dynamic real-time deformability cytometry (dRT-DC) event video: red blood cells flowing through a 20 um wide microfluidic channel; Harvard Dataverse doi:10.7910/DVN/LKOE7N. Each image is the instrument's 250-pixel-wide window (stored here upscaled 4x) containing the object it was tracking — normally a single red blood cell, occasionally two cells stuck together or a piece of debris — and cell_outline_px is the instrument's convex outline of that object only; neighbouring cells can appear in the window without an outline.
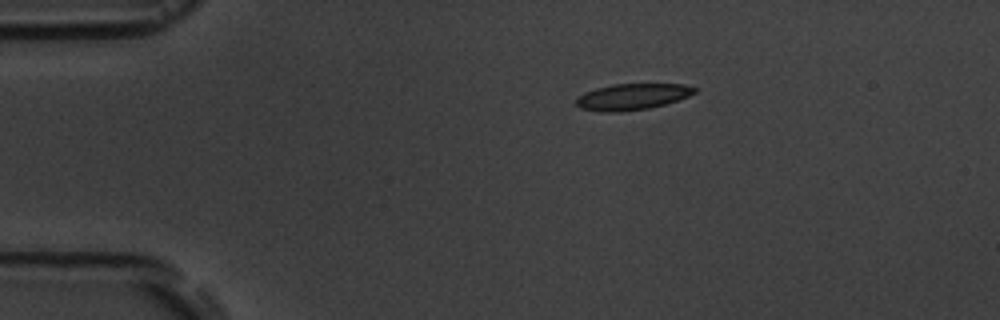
{"species": "common noctule bat (a hibernating species)", "species_latin": "Nyctalus noctula", "temperature_condition": "room temperature", "stored_images_in_passage": 3, "camera_frame_rate_fps": 3000, "um_per_image_px": 0.085, "animal": {"sex": "male", "body_mass_g": 19.5, "forearm_length_mm": 54.6}, "frame": {"image": 1, "passage_image": 1, "time_ms": 0.0, "image_size_px": [1000, 320], "cell_outline_px": [[696, 92], [688, 96], [664, 104], [648, 108], [620, 112], [604, 112], [580, 108], [576, 104], [576, 96], [584, 92], [596, 88], [612, 84], [684, 84], [696, 88]], "centroid_in_image_um": [53.69, 8.22], "position_along_channel_um": 31.3, "area_um2": 18.03}}
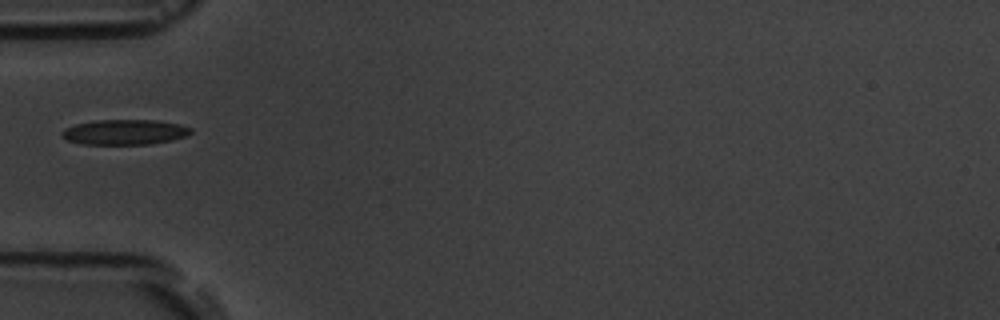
{"frame": {"image": 2, "passage_image": 3, "time_ms": 2.667, "image_size_px": [1000, 320], "cell_outline_px": [[192, 132], [188, 136], [172, 140], [148, 144], [84, 144], [68, 140], [60, 136], [60, 132], [64, 128], [76, 124], [96, 120], [156, 120], [180, 124], [192, 128]], "centroid_in_image_um": [10.61, 11.22], "position_along_channel_um": 74.4, "area_um2": 19.02}}